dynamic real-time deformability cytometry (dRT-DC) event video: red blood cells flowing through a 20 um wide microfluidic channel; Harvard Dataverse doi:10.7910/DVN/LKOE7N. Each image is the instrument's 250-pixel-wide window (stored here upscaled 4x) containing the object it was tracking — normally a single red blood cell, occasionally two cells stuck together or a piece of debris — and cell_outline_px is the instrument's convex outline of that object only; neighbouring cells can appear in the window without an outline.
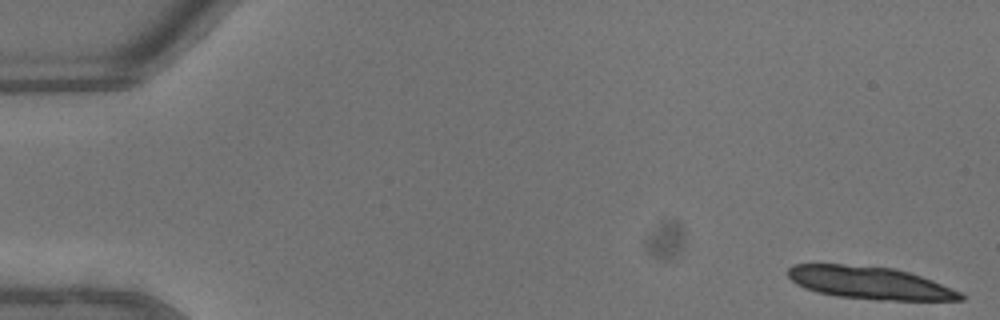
{"species": "common noctule bat (a hibernating species)", "species_latin": "Nyctalus noctula", "temperature_condition": "warm", "stored_images_in_passage": 38, "camera_frame_rate_fps": 3000, "um_per_image_px": 0.085, "animal": {"sex": "male", "body_mass_g": 13.3}, "frame": {"image": 1, "passage_image": 1, "time_ms": 0.0, "image_size_px": [1000, 320], "cell_outline_px": [[968, 296], [964, 300], [876, 300], [836, 296], [816, 292], [804, 288], [796, 284], [788, 276], [788, 268], [792, 264], [844, 264], [892, 268], [908, 272], [932, 280], [964, 292]], "centroid_in_image_um": [73.96, 24.05], "position_along_channel_um": 11.0, "area_um2": 33.0}}
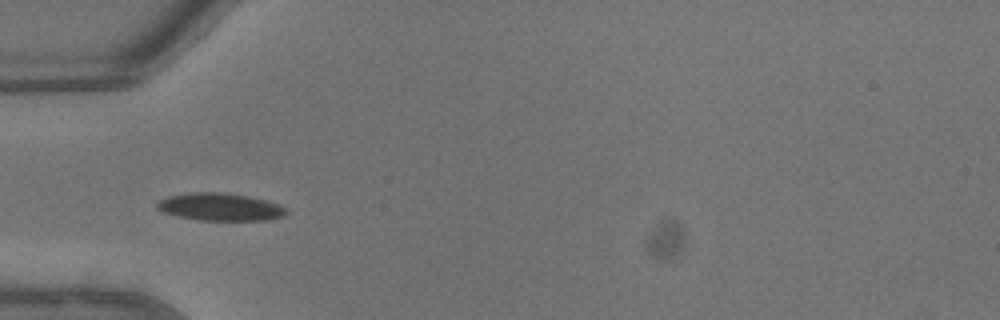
{"frame": {"image": 2, "passage_image": 15, "time_ms": 4.667, "image_size_px": [1000, 320], "cell_outline_px": [[288, 212], [284, 216], [268, 220], [200, 220], [180, 216], [164, 212], [156, 208], [156, 204], [160, 200], [168, 196], [192, 192], [220, 192], [248, 196], [264, 200], [288, 208]], "centroid_in_image_um": [18.73, 17.59], "position_along_channel_um": 66.3, "area_um2": 20.58}}
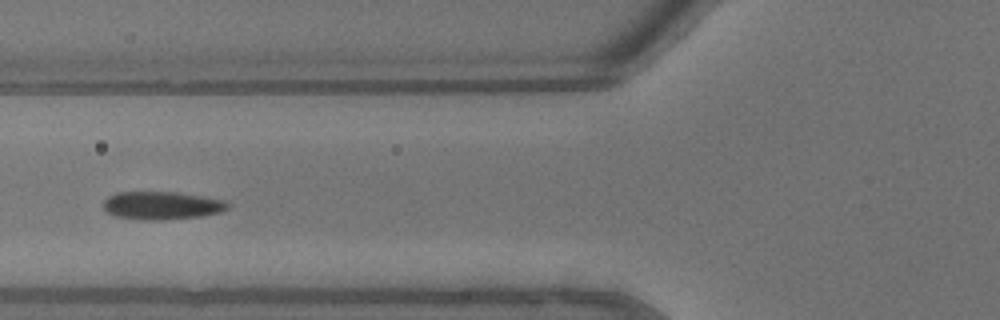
{"frame": {"image": 3, "passage_image": 18, "time_ms": 5.667, "image_size_px": [1000, 320], "cell_outline_px": [[228, 208], [220, 212], [200, 216], [156, 220], [140, 220], [116, 216], [104, 212], [104, 200], [108, 196], [116, 192], [176, 192], [224, 200], [228, 204]], "centroid_in_image_um": [13.69, 17.46], "position_along_channel_um": 112.1, "area_um2": 20.17}, "authors_computed_cell_mechanics": {"area_um2": 20.8947, "velocity_mm_per_s": 4.6579, "shape_relaxation_time_tau1_ms": 2.2983, "shape_relaxation_time_tau2_ms": 1.6189, "deformation_change_tau1": 0.1236, "deformation_change_tau2": 0.0639}}